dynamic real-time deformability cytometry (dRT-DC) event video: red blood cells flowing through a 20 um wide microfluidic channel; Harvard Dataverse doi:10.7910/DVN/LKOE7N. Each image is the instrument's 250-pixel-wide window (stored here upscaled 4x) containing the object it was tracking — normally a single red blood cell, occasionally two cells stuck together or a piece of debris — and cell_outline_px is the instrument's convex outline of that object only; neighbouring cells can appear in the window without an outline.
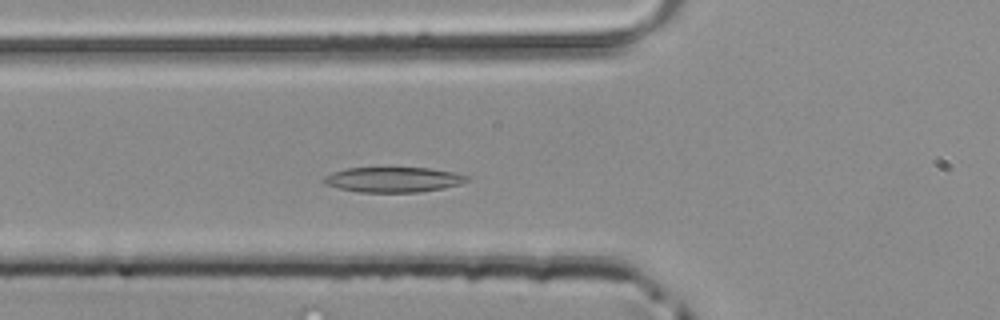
{"species": "common noctule bat (a hibernating species)", "species_latin": "Nyctalus noctula", "temperature_condition": "room temperature", "stored_images_in_passage": 39, "camera_frame_rate_fps": 3000, "um_per_image_px": 0.085, "animal": {"sex": "male", "body_mass_g": 20.4}, "frame": {"image": 1, "passage_image": 7, "time_ms": 2.0, "image_size_px": [1000, 320], "cell_outline_px": [[468, 180], [460, 184], [444, 188], [420, 192], [360, 192], [340, 188], [324, 184], [320, 180], [324, 176], [332, 172], [344, 168], [428, 168], [452, 172], [468, 176]], "centroid_in_image_um": [33.38, 15.27], "position_along_channel_um": 92.4, "area_um2": 20.92}}
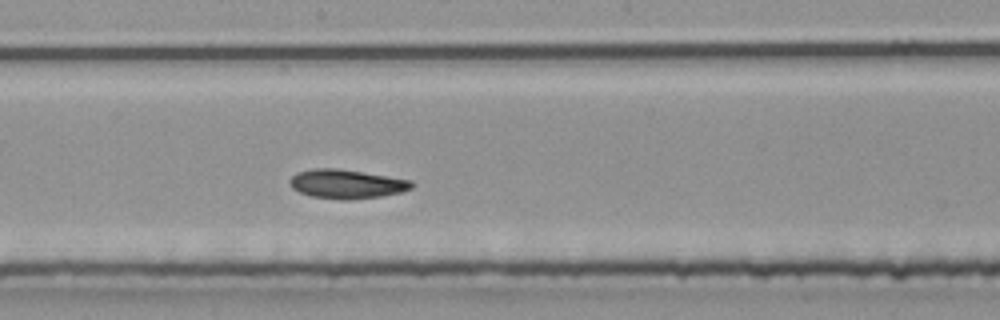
{"frame": {"image": 2, "passage_image": 16, "time_ms": 5.0, "image_size_px": [1000, 320], "cell_outline_px": [[416, 184], [412, 188], [400, 192], [380, 196], [344, 200], [312, 196], [300, 192], [292, 188], [288, 184], [288, 180], [296, 172], [312, 168], [336, 168], [412, 180]], "centroid_in_image_um": [29.43, 15.63], "position_along_channel_um": 218.8, "area_um2": 20.58}}
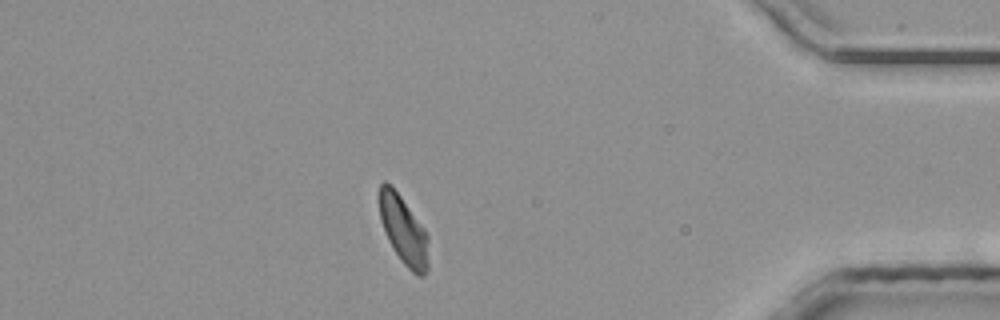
{"frame": {"image": 3, "passage_image": 32, "time_ms": 10.333, "image_size_px": [1000, 320], "cell_outline_px": [[428, 268], [424, 276], [416, 276], [400, 260], [392, 248], [388, 240], [380, 220], [380, 184], [384, 180], [400, 196], [424, 228], [428, 236]], "centroid_in_image_um": [34.32, 19.64], "position_along_channel_um": 400.9, "area_um2": 19.36}}